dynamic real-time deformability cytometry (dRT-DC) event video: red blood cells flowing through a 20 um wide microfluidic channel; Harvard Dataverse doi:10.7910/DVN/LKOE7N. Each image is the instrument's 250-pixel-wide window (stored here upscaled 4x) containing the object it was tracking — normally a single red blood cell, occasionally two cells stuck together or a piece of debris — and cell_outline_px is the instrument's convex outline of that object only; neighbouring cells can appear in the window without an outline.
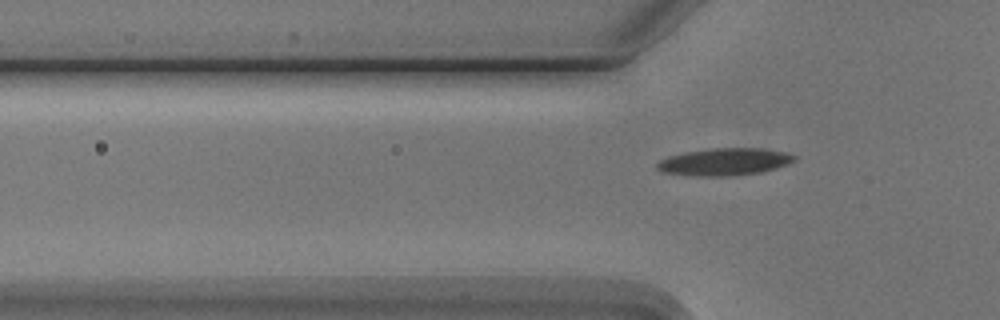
{"species": "Egyptian fruit bat (a non-hibernating species)", "species_latin": "Rousettus aegyptiacus", "temperature_condition": "cold", "stored_images_in_passage": 7, "segment_of_instrument_passage": [2, 2], "camera_frame_rate_fps": 3000, "um_per_image_px": 0.085, "animal": {"sex": "male"}, "frame": {"image": 1, "passage_image": 7, "time_ms": 7.667, "image_size_px": [1000, 320], "cell_outline_px": [[796, 160], [788, 164], [776, 168], [760, 172], [728, 176], [696, 176], [664, 172], [656, 168], [656, 164], [660, 160], [668, 156], [684, 152], [712, 148], [764, 148], [788, 152], [796, 156]], "centroid_in_image_um": [61.61, 13.74], "position_along_channel_um": 64.2, "area_um2": 21.91}}